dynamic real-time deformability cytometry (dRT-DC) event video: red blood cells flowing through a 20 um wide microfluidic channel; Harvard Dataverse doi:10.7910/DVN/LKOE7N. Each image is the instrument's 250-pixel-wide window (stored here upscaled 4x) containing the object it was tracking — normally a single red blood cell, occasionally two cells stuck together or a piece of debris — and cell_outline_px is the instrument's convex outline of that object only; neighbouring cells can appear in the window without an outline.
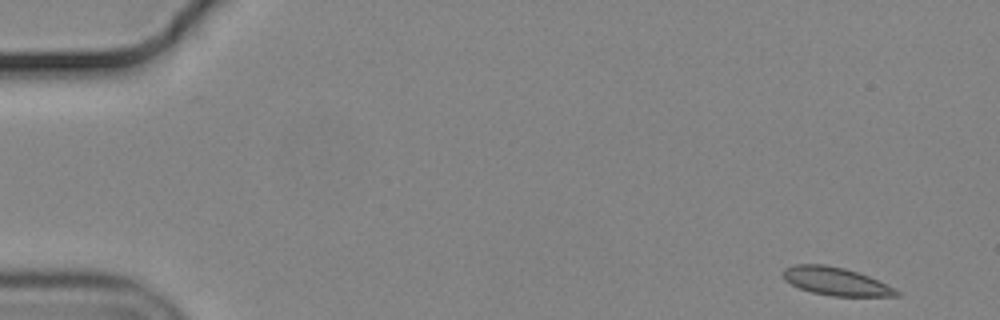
{"species": "common noctule bat (a hibernating species)", "species_latin": "Nyctalus noctula", "temperature_condition": "cold", "stored_images_in_passage": 8, "camera_frame_rate_fps": 3000, "um_per_image_px": 0.085, "animal": {"sex": "male", "body_mass_g": 19.2, "forearm_length_mm": 51.8}, "frame": {"image": 1, "passage_image": 1, "time_ms": 0.0, "image_size_px": [1000, 320], "cell_outline_px": [[900, 296], [832, 296], [812, 292], [800, 288], [784, 280], [784, 268], [796, 264], [824, 264], [844, 268], [868, 276], [900, 292]], "centroid_in_image_um": [71.01, 23.91], "position_along_channel_um": 14.0, "area_um2": 18.15}}